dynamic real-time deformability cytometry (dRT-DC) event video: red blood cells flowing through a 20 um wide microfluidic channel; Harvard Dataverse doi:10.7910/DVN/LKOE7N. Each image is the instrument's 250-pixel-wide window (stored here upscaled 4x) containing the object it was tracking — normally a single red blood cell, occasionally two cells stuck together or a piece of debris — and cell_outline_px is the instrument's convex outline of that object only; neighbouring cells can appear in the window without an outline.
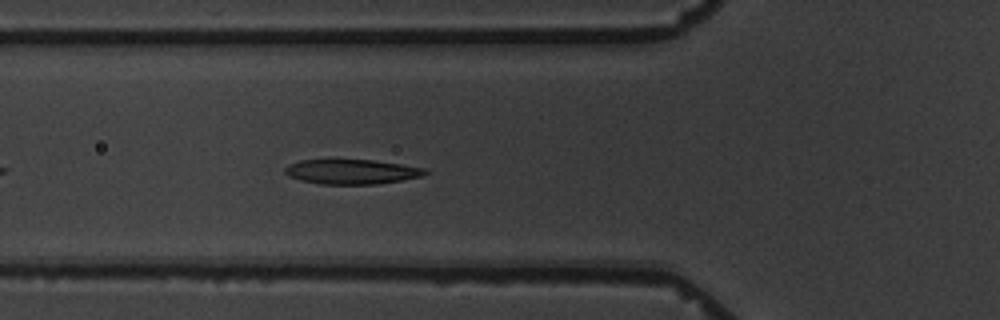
{"species": "common noctule bat (a hibernating species)", "species_latin": "Nyctalus noctula", "temperature_condition": "warm", "stored_images_in_passage": 5, "camera_frame_rate_fps": 3000, "um_per_image_px": 0.085, "animal": {"sex": "male", "body_mass_g": 19.5, "forearm_length_mm": 54.6}, "frame": {"image": 1, "passage_image": 5, "time_ms": 4.667, "image_size_px": [1000, 320], "cell_outline_px": [[428, 172], [424, 176], [380, 184], [320, 184], [300, 180], [288, 176], [284, 172], [284, 168], [288, 164], [300, 160], [332, 156], [372, 160], [428, 168]], "centroid_in_image_um": [29.84, 14.54], "position_along_channel_um": 96.0, "area_um2": 21.39}}